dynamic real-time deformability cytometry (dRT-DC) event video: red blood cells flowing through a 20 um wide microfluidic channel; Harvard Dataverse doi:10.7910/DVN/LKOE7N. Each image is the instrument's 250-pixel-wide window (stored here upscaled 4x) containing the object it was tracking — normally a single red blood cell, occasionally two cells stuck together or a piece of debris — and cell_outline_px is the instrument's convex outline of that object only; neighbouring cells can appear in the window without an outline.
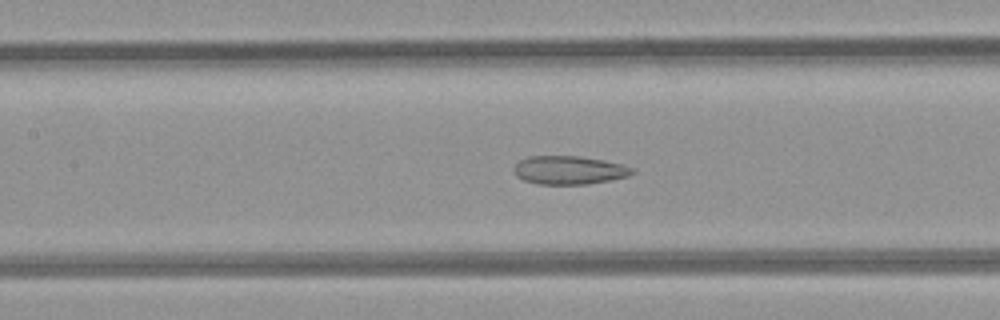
{"species": "common noctule bat (a hibernating species)", "species_latin": "Nyctalus noctula", "temperature_condition": "room temperature", "stored_images_in_passage": 48, "camera_frame_rate_fps": 3000, "um_per_image_px": 0.085, "animal": {"sex": "female", "body_mass_g": 21.9}, "frame": {"image": 1, "passage_image": 21, "time_ms": 6.667, "image_size_px": [1000, 320], "cell_outline_px": [[636, 172], [628, 176], [612, 180], [588, 184], [540, 184], [524, 180], [516, 176], [512, 168], [520, 160], [528, 156], [580, 156], [604, 160], [624, 164], [636, 168]], "centroid_in_image_um": [48.42, 14.45], "position_along_channel_um": 159.0, "area_um2": 19.88}}
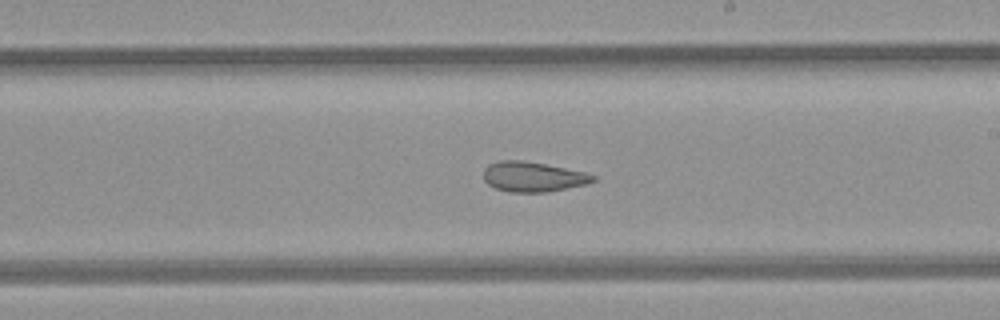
{"frame": {"image": 2, "passage_image": 27, "time_ms": 8.667, "image_size_px": [1000, 320], "cell_outline_px": [[596, 180], [588, 184], [544, 192], [512, 192], [496, 188], [488, 184], [484, 180], [484, 168], [488, 164], [500, 160], [520, 160], [544, 164], [584, 172], [596, 176]], "centroid_in_image_um": [45.29, 15.02], "position_along_channel_um": 243.7, "area_um2": 18.96}}
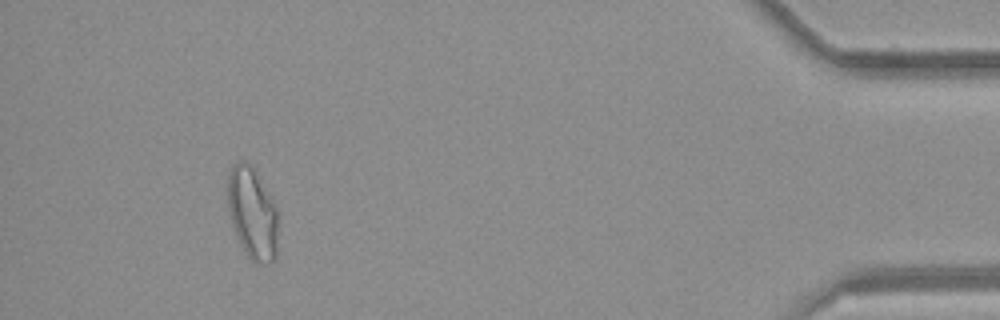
{"frame": {"image": 3, "passage_image": 44, "time_ms": 14.333, "image_size_px": [1000, 320], "cell_outline_px": [[280, 216], [276, 256], [268, 264], [256, 264], [248, 260], [236, 236], [232, 224], [228, 208], [228, 172], [232, 164], [240, 160], [244, 160], [252, 168], [276, 204], [280, 212]], "centroid_in_image_um": [21.49, 18.19], "position_along_channel_um": 413.7, "area_um2": 27.69}, "authors_computed_cell_mechanics": {"area_um2": 23.8714, "velocity_mm_per_s": 4.2537, "shape_relaxation_time_tau1_ms": null, "shape_relaxation_time_tau2_ms": 2.3353, "deformation_change_tau1": null, "deformation_change_tau2": 0.0987}}